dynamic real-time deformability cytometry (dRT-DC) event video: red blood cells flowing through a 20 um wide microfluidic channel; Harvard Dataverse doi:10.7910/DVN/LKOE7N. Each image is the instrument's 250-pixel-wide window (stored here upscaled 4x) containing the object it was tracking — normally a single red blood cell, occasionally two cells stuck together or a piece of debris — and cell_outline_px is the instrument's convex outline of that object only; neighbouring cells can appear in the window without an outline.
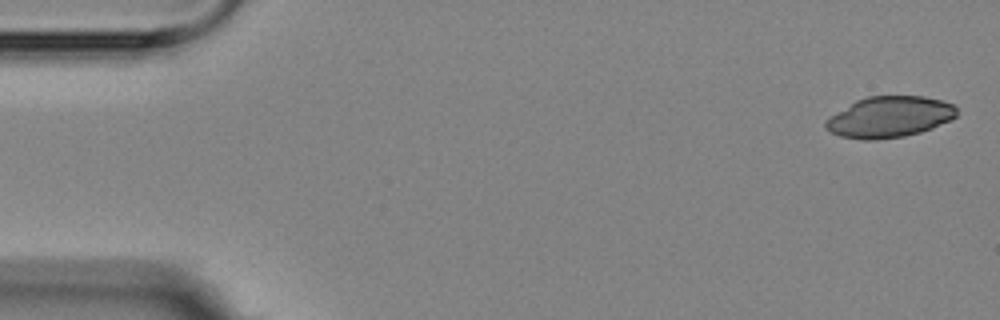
{"species": "Egyptian fruit bat (a non-hibernating species)", "species_latin": "Rousettus aegyptiacus", "temperature_condition": "room temperature", "stored_images_in_passage": 5, "camera_frame_rate_fps": 3000, "um_per_image_px": 0.085, "animal": {"sex": "female"}, "frame": {"image": 1, "passage_image": 1, "time_ms": 0.0, "image_size_px": [1000, 320], "cell_outline_px": [[956, 116], [932, 128], [920, 132], [904, 136], [876, 140], [864, 140], [840, 136], [832, 132], [824, 124], [824, 120], [828, 116], [856, 100], [868, 96], [924, 96], [940, 100], [952, 104], [956, 108]], "centroid_in_image_um": [75.56, 9.94], "position_along_channel_um": 9.4, "area_um2": 31.21}}